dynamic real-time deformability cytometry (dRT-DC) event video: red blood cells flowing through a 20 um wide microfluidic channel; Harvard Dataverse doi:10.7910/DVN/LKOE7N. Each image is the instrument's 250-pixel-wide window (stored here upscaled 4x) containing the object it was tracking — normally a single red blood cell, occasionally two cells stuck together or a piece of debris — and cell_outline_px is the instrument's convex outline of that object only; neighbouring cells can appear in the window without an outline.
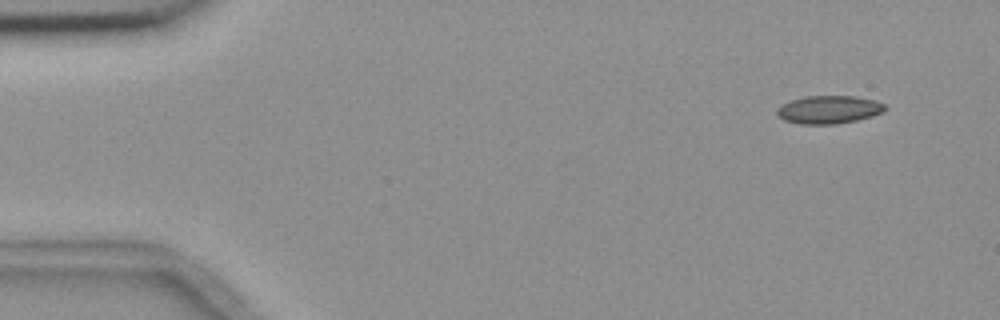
{"species": "common noctule bat (a hibernating species)", "species_latin": "Nyctalus noctula", "temperature_condition": "room temperature", "stored_images_in_passage": 8, "camera_frame_rate_fps": 3000, "um_per_image_px": 0.085, "animal": {"sex": "female", "body_mass_g": 18.4}, "frame": {"image": 1, "passage_image": 1, "time_ms": 0.0, "image_size_px": [1000, 320], "cell_outline_px": [[888, 108], [884, 112], [872, 116], [856, 120], [836, 124], [800, 124], [784, 120], [776, 112], [776, 108], [792, 100], [804, 96], [856, 96], [876, 100], [884, 104]], "centroid_in_image_um": [70.49, 9.31], "position_along_channel_um": 14.5, "area_um2": 17.69}}
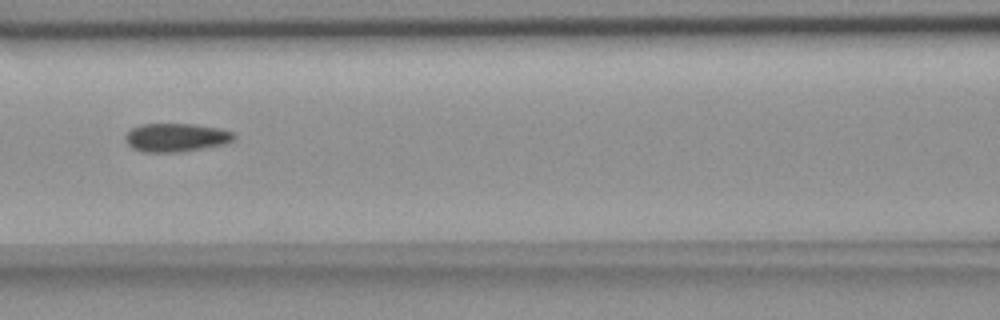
{"frame": {"image": 2, "passage_image": 7, "time_ms": 6.667, "image_size_px": [1000, 320], "cell_outline_px": [[236, 136], [232, 140], [220, 144], [180, 152], [144, 152], [132, 148], [124, 140], [124, 136], [132, 128], [140, 124], [196, 124], [220, 128], [232, 132]], "centroid_in_image_um": [14.91, 11.67], "position_along_channel_um": 151.7, "area_um2": 17.86}}
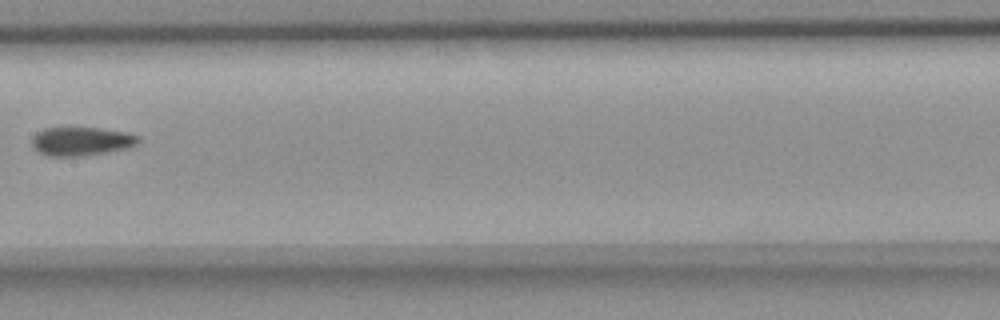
{"frame": {"image": 3, "passage_image": 8, "time_ms": 8.0, "image_size_px": [1000, 320], "cell_outline_px": [[140, 140], [136, 144], [128, 148], [80, 156], [48, 156], [40, 152], [32, 144], [32, 140], [36, 132], [44, 128], [100, 128], [128, 132], [140, 136]], "centroid_in_image_um": [6.94, 12.0], "position_along_channel_um": 200.5, "area_um2": 17.63}}